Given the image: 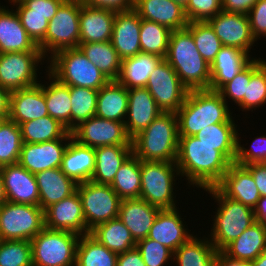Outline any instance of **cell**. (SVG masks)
<instances>
[{
	"mask_svg": "<svg viewBox=\"0 0 266 266\" xmlns=\"http://www.w3.org/2000/svg\"><path fill=\"white\" fill-rule=\"evenodd\" d=\"M176 165L188 183L202 189L216 186L229 169L231 162L218 151L194 136L179 137Z\"/></svg>",
	"mask_w": 266,
	"mask_h": 266,
	"instance_id": "cell-1",
	"label": "cell"
},
{
	"mask_svg": "<svg viewBox=\"0 0 266 266\" xmlns=\"http://www.w3.org/2000/svg\"><path fill=\"white\" fill-rule=\"evenodd\" d=\"M165 60L188 91L210 89V65L201 56L187 28L171 32Z\"/></svg>",
	"mask_w": 266,
	"mask_h": 266,
	"instance_id": "cell-2",
	"label": "cell"
},
{
	"mask_svg": "<svg viewBox=\"0 0 266 266\" xmlns=\"http://www.w3.org/2000/svg\"><path fill=\"white\" fill-rule=\"evenodd\" d=\"M227 103L218 91H188L183 105L176 112L178 136H195L209 125L227 122L232 117Z\"/></svg>",
	"mask_w": 266,
	"mask_h": 266,
	"instance_id": "cell-3",
	"label": "cell"
},
{
	"mask_svg": "<svg viewBox=\"0 0 266 266\" xmlns=\"http://www.w3.org/2000/svg\"><path fill=\"white\" fill-rule=\"evenodd\" d=\"M132 153L143 161L176 162L178 119L176 113L162 112L146 129L131 139Z\"/></svg>",
	"mask_w": 266,
	"mask_h": 266,
	"instance_id": "cell-4",
	"label": "cell"
},
{
	"mask_svg": "<svg viewBox=\"0 0 266 266\" xmlns=\"http://www.w3.org/2000/svg\"><path fill=\"white\" fill-rule=\"evenodd\" d=\"M204 190L219 203L209 236L214 248L222 251L256 221L254 209L226 197L216 186Z\"/></svg>",
	"mask_w": 266,
	"mask_h": 266,
	"instance_id": "cell-5",
	"label": "cell"
},
{
	"mask_svg": "<svg viewBox=\"0 0 266 266\" xmlns=\"http://www.w3.org/2000/svg\"><path fill=\"white\" fill-rule=\"evenodd\" d=\"M49 58L46 72L64 85L99 90L109 81L79 47L60 50Z\"/></svg>",
	"mask_w": 266,
	"mask_h": 266,
	"instance_id": "cell-6",
	"label": "cell"
},
{
	"mask_svg": "<svg viewBox=\"0 0 266 266\" xmlns=\"http://www.w3.org/2000/svg\"><path fill=\"white\" fill-rule=\"evenodd\" d=\"M80 236L44 228L30 241L33 266H75Z\"/></svg>",
	"mask_w": 266,
	"mask_h": 266,
	"instance_id": "cell-7",
	"label": "cell"
},
{
	"mask_svg": "<svg viewBox=\"0 0 266 266\" xmlns=\"http://www.w3.org/2000/svg\"><path fill=\"white\" fill-rule=\"evenodd\" d=\"M177 175L180 176L176 162L141 160L140 199L161 210L175 209L173 185Z\"/></svg>",
	"mask_w": 266,
	"mask_h": 266,
	"instance_id": "cell-8",
	"label": "cell"
},
{
	"mask_svg": "<svg viewBox=\"0 0 266 266\" xmlns=\"http://www.w3.org/2000/svg\"><path fill=\"white\" fill-rule=\"evenodd\" d=\"M80 1L65 0L49 21L44 39L37 45L44 58L46 53L52 57L56 52L78 48L80 43Z\"/></svg>",
	"mask_w": 266,
	"mask_h": 266,
	"instance_id": "cell-9",
	"label": "cell"
},
{
	"mask_svg": "<svg viewBox=\"0 0 266 266\" xmlns=\"http://www.w3.org/2000/svg\"><path fill=\"white\" fill-rule=\"evenodd\" d=\"M45 228L40 206L6 201L0 206V240L31 241Z\"/></svg>",
	"mask_w": 266,
	"mask_h": 266,
	"instance_id": "cell-10",
	"label": "cell"
},
{
	"mask_svg": "<svg viewBox=\"0 0 266 266\" xmlns=\"http://www.w3.org/2000/svg\"><path fill=\"white\" fill-rule=\"evenodd\" d=\"M76 190L82 201L89 232L98 224L118 218L121 199L110 185L90 180L77 184Z\"/></svg>",
	"mask_w": 266,
	"mask_h": 266,
	"instance_id": "cell-11",
	"label": "cell"
},
{
	"mask_svg": "<svg viewBox=\"0 0 266 266\" xmlns=\"http://www.w3.org/2000/svg\"><path fill=\"white\" fill-rule=\"evenodd\" d=\"M43 57L41 51L0 53V86L12 92L39 84L36 72Z\"/></svg>",
	"mask_w": 266,
	"mask_h": 266,
	"instance_id": "cell-12",
	"label": "cell"
},
{
	"mask_svg": "<svg viewBox=\"0 0 266 266\" xmlns=\"http://www.w3.org/2000/svg\"><path fill=\"white\" fill-rule=\"evenodd\" d=\"M145 87L163 112L176 113L188 93L177 73L165 59L155 67Z\"/></svg>",
	"mask_w": 266,
	"mask_h": 266,
	"instance_id": "cell-13",
	"label": "cell"
},
{
	"mask_svg": "<svg viewBox=\"0 0 266 266\" xmlns=\"http://www.w3.org/2000/svg\"><path fill=\"white\" fill-rule=\"evenodd\" d=\"M71 133L74 140L91 148L132 145L124 123L97 116L81 122Z\"/></svg>",
	"mask_w": 266,
	"mask_h": 266,
	"instance_id": "cell-14",
	"label": "cell"
},
{
	"mask_svg": "<svg viewBox=\"0 0 266 266\" xmlns=\"http://www.w3.org/2000/svg\"><path fill=\"white\" fill-rule=\"evenodd\" d=\"M223 46L234 47L249 53L255 39L252 36L247 14L221 11L207 21Z\"/></svg>",
	"mask_w": 266,
	"mask_h": 266,
	"instance_id": "cell-15",
	"label": "cell"
},
{
	"mask_svg": "<svg viewBox=\"0 0 266 266\" xmlns=\"http://www.w3.org/2000/svg\"><path fill=\"white\" fill-rule=\"evenodd\" d=\"M44 225L50 230L68 231L79 235L89 234L77 190L44 210Z\"/></svg>",
	"mask_w": 266,
	"mask_h": 266,
	"instance_id": "cell-16",
	"label": "cell"
},
{
	"mask_svg": "<svg viewBox=\"0 0 266 266\" xmlns=\"http://www.w3.org/2000/svg\"><path fill=\"white\" fill-rule=\"evenodd\" d=\"M6 201L40 206L35 175L19 163L0 167Z\"/></svg>",
	"mask_w": 266,
	"mask_h": 266,
	"instance_id": "cell-17",
	"label": "cell"
},
{
	"mask_svg": "<svg viewBox=\"0 0 266 266\" xmlns=\"http://www.w3.org/2000/svg\"><path fill=\"white\" fill-rule=\"evenodd\" d=\"M71 139L60 138L37 144L23 143L18 163L34 175L47 169L59 168Z\"/></svg>",
	"mask_w": 266,
	"mask_h": 266,
	"instance_id": "cell-18",
	"label": "cell"
},
{
	"mask_svg": "<svg viewBox=\"0 0 266 266\" xmlns=\"http://www.w3.org/2000/svg\"><path fill=\"white\" fill-rule=\"evenodd\" d=\"M163 111L158 107L146 87L128 89V110L125 128L132 139L146 129Z\"/></svg>",
	"mask_w": 266,
	"mask_h": 266,
	"instance_id": "cell-19",
	"label": "cell"
},
{
	"mask_svg": "<svg viewBox=\"0 0 266 266\" xmlns=\"http://www.w3.org/2000/svg\"><path fill=\"white\" fill-rule=\"evenodd\" d=\"M141 18L134 9L116 11L110 42L121 60L141 52Z\"/></svg>",
	"mask_w": 266,
	"mask_h": 266,
	"instance_id": "cell-20",
	"label": "cell"
},
{
	"mask_svg": "<svg viewBox=\"0 0 266 266\" xmlns=\"http://www.w3.org/2000/svg\"><path fill=\"white\" fill-rule=\"evenodd\" d=\"M216 187L228 198L254 209L260 193L251 172L243 165L231 163Z\"/></svg>",
	"mask_w": 266,
	"mask_h": 266,
	"instance_id": "cell-21",
	"label": "cell"
},
{
	"mask_svg": "<svg viewBox=\"0 0 266 266\" xmlns=\"http://www.w3.org/2000/svg\"><path fill=\"white\" fill-rule=\"evenodd\" d=\"M48 115L45 94L39 84L10 92L8 117L11 121L20 125Z\"/></svg>",
	"mask_w": 266,
	"mask_h": 266,
	"instance_id": "cell-22",
	"label": "cell"
},
{
	"mask_svg": "<svg viewBox=\"0 0 266 266\" xmlns=\"http://www.w3.org/2000/svg\"><path fill=\"white\" fill-rule=\"evenodd\" d=\"M115 14V10L91 7L80 2V43L110 41Z\"/></svg>",
	"mask_w": 266,
	"mask_h": 266,
	"instance_id": "cell-23",
	"label": "cell"
},
{
	"mask_svg": "<svg viewBox=\"0 0 266 266\" xmlns=\"http://www.w3.org/2000/svg\"><path fill=\"white\" fill-rule=\"evenodd\" d=\"M143 20H150L171 31L186 28L184 8L172 0H134V8Z\"/></svg>",
	"mask_w": 266,
	"mask_h": 266,
	"instance_id": "cell-24",
	"label": "cell"
},
{
	"mask_svg": "<svg viewBox=\"0 0 266 266\" xmlns=\"http://www.w3.org/2000/svg\"><path fill=\"white\" fill-rule=\"evenodd\" d=\"M175 209H163L157 214L148 233V238L163 244L173 253L191 236Z\"/></svg>",
	"mask_w": 266,
	"mask_h": 266,
	"instance_id": "cell-25",
	"label": "cell"
},
{
	"mask_svg": "<svg viewBox=\"0 0 266 266\" xmlns=\"http://www.w3.org/2000/svg\"><path fill=\"white\" fill-rule=\"evenodd\" d=\"M161 209L143 199H124L119 206L118 218L130 230L137 242L148 236L153 222Z\"/></svg>",
	"mask_w": 266,
	"mask_h": 266,
	"instance_id": "cell-26",
	"label": "cell"
},
{
	"mask_svg": "<svg viewBox=\"0 0 266 266\" xmlns=\"http://www.w3.org/2000/svg\"><path fill=\"white\" fill-rule=\"evenodd\" d=\"M41 51L22 26L16 11L0 6V53Z\"/></svg>",
	"mask_w": 266,
	"mask_h": 266,
	"instance_id": "cell-27",
	"label": "cell"
},
{
	"mask_svg": "<svg viewBox=\"0 0 266 266\" xmlns=\"http://www.w3.org/2000/svg\"><path fill=\"white\" fill-rule=\"evenodd\" d=\"M38 185L40 207L45 210L64 198L72 195L77 188V183L69 178L59 168L47 169L35 174Z\"/></svg>",
	"mask_w": 266,
	"mask_h": 266,
	"instance_id": "cell-28",
	"label": "cell"
},
{
	"mask_svg": "<svg viewBox=\"0 0 266 266\" xmlns=\"http://www.w3.org/2000/svg\"><path fill=\"white\" fill-rule=\"evenodd\" d=\"M249 55L240 49L222 46L210 65V90L219 91L230 82L252 60Z\"/></svg>",
	"mask_w": 266,
	"mask_h": 266,
	"instance_id": "cell-29",
	"label": "cell"
},
{
	"mask_svg": "<svg viewBox=\"0 0 266 266\" xmlns=\"http://www.w3.org/2000/svg\"><path fill=\"white\" fill-rule=\"evenodd\" d=\"M95 150L73 138L64 152L61 170L77 184L90 181L95 169Z\"/></svg>",
	"mask_w": 266,
	"mask_h": 266,
	"instance_id": "cell-30",
	"label": "cell"
},
{
	"mask_svg": "<svg viewBox=\"0 0 266 266\" xmlns=\"http://www.w3.org/2000/svg\"><path fill=\"white\" fill-rule=\"evenodd\" d=\"M266 251V226L255 221L222 252L231 259L254 261Z\"/></svg>",
	"mask_w": 266,
	"mask_h": 266,
	"instance_id": "cell-31",
	"label": "cell"
},
{
	"mask_svg": "<svg viewBox=\"0 0 266 266\" xmlns=\"http://www.w3.org/2000/svg\"><path fill=\"white\" fill-rule=\"evenodd\" d=\"M128 89L117 80H109L98 90L96 116L125 123Z\"/></svg>",
	"mask_w": 266,
	"mask_h": 266,
	"instance_id": "cell-32",
	"label": "cell"
},
{
	"mask_svg": "<svg viewBox=\"0 0 266 266\" xmlns=\"http://www.w3.org/2000/svg\"><path fill=\"white\" fill-rule=\"evenodd\" d=\"M95 169L91 181L110 185L120 166L132 154V145H111L94 148Z\"/></svg>",
	"mask_w": 266,
	"mask_h": 266,
	"instance_id": "cell-33",
	"label": "cell"
},
{
	"mask_svg": "<svg viewBox=\"0 0 266 266\" xmlns=\"http://www.w3.org/2000/svg\"><path fill=\"white\" fill-rule=\"evenodd\" d=\"M163 58L154 54L140 52L122 60L117 81L127 89L145 87L150 74Z\"/></svg>",
	"mask_w": 266,
	"mask_h": 266,
	"instance_id": "cell-34",
	"label": "cell"
},
{
	"mask_svg": "<svg viewBox=\"0 0 266 266\" xmlns=\"http://www.w3.org/2000/svg\"><path fill=\"white\" fill-rule=\"evenodd\" d=\"M237 126L230 118L225 123L209 125L199 131L194 137L200 142L218 146L220 151L231 163L235 161L237 153V138L239 137Z\"/></svg>",
	"mask_w": 266,
	"mask_h": 266,
	"instance_id": "cell-35",
	"label": "cell"
},
{
	"mask_svg": "<svg viewBox=\"0 0 266 266\" xmlns=\"http://www.w3.org/2000/svg\"><path fill=\"white\" fill-rule=\"evenodd\" d=\"M89 234L108 250L117 254L136 247L137 243L119 218L96 225Z\"/></svg>",
	"mask_w": 266,
	"mask_h": 266,
	"instance_id": "cell-36",
	"label": "cell"
},
{
	"mask_svg": "<svg viewBox=\"0 0 266 266\" xmlns=\"http://www.w3.org/2000/svg\"><path fill=\"white\" fill-rule=\"evenodd\" d=\"M48 77L50 85L47 87L44 84L39 83L42 87L48 114L59 121L71 132V96L69 86L60 83L49 72Z\"/></svg>",
	"mask_w": 266,
	"mask_h": 266,
	"instance_id": "cell-37",
	"label": "cell"
},
{
	"mask_svg": "<svg viewBox=\"0 0 266 266\" xmlns=\"http://www.w3.org/2000/svg\"><path fill=\"white\" fill-rule=\"evenodd\" d=\"M217 250L210 240L191 236L174 253L178 266H215Z\"/></svg>",
	"mask_w": 266,
	"mask_h": 266,
	"instance_id": "cell-38",
	"label": "cell"
},
{
	"mask_svg": "<svg viewBox=\"0 0 266 266\" xmlns=\"http://www.w3.org/2000/svg\"><path fill=\"white\" fill-rule=\"evenodd\" d=\"M23 143H42L60 138H73L72 133L50 115L19 125Z\"/></svg>",
	"mask_w": 266,
	"mask_h": 266,
	"instance_id": "cell-39",
	"label": "cell"
},
{
	"mask_svg": "<svg viewBox=\"0 0 266 266\" xmlns=\"http://www.w3.org/2000/svg\"><path fill=\"white\" fill-rule=\"evenodd\" d=\"M79 48L109 80H117L122 60L110 41L79 43Z\"/></svg>",
	"mask_w": 266,
	"mask_h": 266,
	"instance_id": "cell-40",
	"label": "cell"
},
{
	"mask_svg": "<svg viewBox=\"0 0 266 266\" xmlns=\"http://www.w3.org/2000/svg\"><path fill=\"white\" fill-rule=\"evenodd\" d=\"M110 186L121 200L140 198L141 160L132 153L120 166Z\"/></svg>",
	"mask_w": 266,
	"mask_h": 266,
	"instance_id": "cell-41",
	"label": "cell"
},
{
	"mask_svg": "<svg viewBox=\"0 0 266 266\" xmlns=\"http://www.w3.org/2000/svg\"><path fill=\"white\" fill-rule=\"evenodd\" d=\"M118 254L108 250L90 234L81 235L75 266H116Z\"/></svg>",
	"mask_w": 266,
	"mask_h": 266,
	"instance_id": "cell-42",
	"label": "cell"
},
{
	"mask_svg": "<svg viewBox=\"0 0 266 266\" xmlns=\"http://www.w3.org/2000/svg\"><path fill=\"white\" fill-rule=\"evenodd\" d=\"M171 30L150 20L141 19L140 46L141 52L154 54L165 59Z\"/></svg>",
	"mask_w": 266,
	"mask_h": 266,
	"instance_id": "cell-43",
	"label": "cell"
},
{
	"mask_svg": "<svg viewBox=\"0 0 266 266\" xmlns=\"http://www.w3.org/2000/svg\"><path fill=\"white\" fill-rule=\"evenodd\" d=\"M71 96V131L81 122L96 116L98 90L69 86Z\"/></svg>",
	"mask_w": 266,
	"mask_h": 266,
	"instance_id": "cell-44",
	"label": "cell"
},
{
	"mask_svg": "<svg viewBox=\"0 0 266 266\" xmlns=\"http://www.w3.org/2000/svg\"><path fill=\"white\" fill-rule=\"evenodd\" d=\"M204 60L211 65L222 48L220 39L208 22H188L186 27Z\"/></svg>",
	"mask_w": 266,
	"mask_h": 266,
	"instance_id": "cell-45",
	"label": "cell"
},
{
	"mask_svg": "<svg viewBox=\"0 0 266 266\" xmlns=\"http://www.w3.org/2000/svg\"><path fill=\"white\" fill-rule=\"evenodd\" d=\"M22 144L19 125L8 119L0 128V167L18 163Z\"/></svg>",
	"mask_w": 266,
	"mask_h": 266,
	"instance_id": "cell-46",
	"label": "cell"
},
{
	"mask_svg": "<svg viewBox=\"0 0 266 266\" xmlns=\"http://www.w3.org/2000/svg\"><path fill=\"white\" fill-rule=\"evenodd\" d=\"M0 266H33L31 242L0 240Z\"/></svg>",
	"mask_w": 266,
	"mask_h": 266,
	"instance_id": "cell-47",
	"label": "cell"
},
{
	"mask_svg": "<svg viewBox=\"0 0 266 266\" xmlns=\"http://www.w3.org/2000/svg\"><path fill=\"white\" fill-rule=\"evenodd\" d=\"M265 62V60L253 58L230 82L226 83L218 92L226 101L230 98L237 105L244 99L247 85L251 75Z\"/></svg>",
	"mask_w": 266,
	"mask_h": 266,
	"instance_id": "cell-48",
	"label": "cell"
},
{
	"mask_svg": "<svg viewBox=\"0 0 266 266\" xmlns=\"http://www.w3.org/2000/svg\"><path fill=\"white\" fill-rule=\"evenodd\" d=\"M266 103V61L251 75L244 99L238 104L243 110L256 109Z\"/></svg>",
	"mask_w": 266,
	"mask_h": 266,
	"instance_id": "cell-49",
	"label": "cell"
},
{
	"mask_svg": "<svg viewBox=\"0 0 266 266\" xmlns=\"http://www.w3.org/2000/svg\"><path fill=\"white\" fill-rule=\"evenodd\" d=\"M136 248L141 253L146 266H164L173 258V252L170 249L148 237L137 241Z\"/></svg>",
	"mask_w": 266,
	"mask_h": 266,
	"instance_id": "cell-50",
	"label": "cell"
},
{
	"mask_svg": "<svg viewBox=\"0 0 266 266\" xmlns=\"http://www.w3.org/2000/svg\"><path fill=\"white\" fill-rule=\"evenodd\" d=\"M221 11V0H189L184 9L188 22H207Z\"/></svg>",
	"mask_w": 266,
	"mask_h": 266,
	"instance_id": "cell-51",
	"label": "cell"
},
{
	"mask_svg": "<svg viewBox=\"0 0 266 266\" xmlns=\"http://www.w3.org/2000/svg\"><path fill=\"white\" fill-rule=\"evenodd\" d=\"M237 138V153L235 163L240 165H248L251 163H266V136H259L253 140L251 148H244Z\"/></svg>",
	"mask_w": 266,
	"mask_h": 266,
	"instance_id": "cell-52",
	"label": "cell"
},
{
	"mask_svg": "<svg viewBox=\"0 0 266 266\" xmlns=\"http://www.w3.org/2000/svg\"><path fill=\"white\" fill-rule=\"evenodd\" d=\"M29 37L38 45L45 37L48 21L39 13H17Z\"/></svg>",
	"mask_w": 266,
	"mask_h": 266,
	"instance_id": "cell-53",
	"label": "cell"
},
{
	"mask_svg": "<svg viewBox=\"0 0 266 266\" xmlns=\"http://www.w3.org/2000/svg\"><path fill=\"white\" fill-rule=\"evenodd\" d=\"M65 0H24L16 4V13H39L49 22Z\"/></svg>",
	"mask_w": 266,
	"mask_h": 266,
	"instance_id": "cell-54",
	"label": "cell"
},
{
	"mask_svg": "<svg viewBox=\"0 0 266 266\" xmlns=\"http://www.w3.org/2000/svg\"><path fill=\"white\" fill-rule=\"evenodd\" d=\"M247 15L255 41L259 39V36L266 37V0H258Z\"/></svg>",
	"mask_w": 266,
	"mask_h": 266,
	"instance_id": "cell-55",
	"label": "cell"
},
{
	"mask_svg": "<svg viewBox=\"0 0 266 266\" xmlns=\"http://www.w3.org/2000/svg\"><path fill=\"white\" fill-rule=\"evenodd\" d=\"M79 1L87 6L108 8L115 11H126L134 8V0H79Z\"/></svg>",
	"mask_w": 266,
	"mask_h": 266,
	"instance_id": "cell-56",
	"label": "cell"
},
{
	"mask_svg": "<svg viewBox=\"0 0 266 266\" xmlns=\"http://www.w3.org/2000/svg\"><path fill=\"white\" fill-rule=\"evenodd\" d=\"M251 172L261 197H266V163H251L245 165Z\"/></svg>",
	"mask_w": 266,
	"mask_h": 266,
	"instance_id": "cell-57",
	"label": "cell"
},
{
	"mask_svg": "<svg viewBox=\"0 0 266 266\" xmlns=\"http://www.w3.org/2000/svg\"><path fill=\"white\" fill-rule=\"evenodd\" d=\"M258 0H222V10L226 12L248 14Z\"/></svg>",
	"mask_w": 266,
	"mask_h": 266,
	"instance_id": "cell-58",
	"label": "cell"
},
{
	"mask_svg": "<svg viewBox=\"0 0 266 266\" xmlns=\"http://www.w3.org/2000/svg\"><path fill=\"white\" fill-rule=\"evenodd\" d=\"M116 266H146V264L139 250L134 247L124 253L118 254Z\"/></svg>",
	"mask_w": 266,
	"mask_h": 266,
	"instance_id": "cell-59",
	"label": "cell"
},
{
	"mask_svg": "<svg viewBox=\"0 0 266 266\" xmlns=\"http://www.w3.org/2000/svg\"><path fill=\"white\" fill-rule=\"evenodd\" d=\"M215 266H250V261L231 259L222 251H218Z\"/></svg>",
	"mask_w": 266,
	"mask_h": 266,
	"instance_id": "cell-60",
	"label": "cell"
},
{
	"mask_svg": "<svg viewBox=\"0 0 266 266\" xmlns=\"http://www.w3.org/2000/svg\"><path fill=\"white\" fill-rule=\"evenodd\" d=\"M255 220L266 226V197H260L254 208Z\"/></svg>",
	"mask_w": 266,
	"mask_h": 266,
	"instance_id": "cell-61",
	"label": "cell"
},
{
	"mask_svg": "<svg viewBox=\"0 0 266 266\" xmlns=\"http://www.w3.org/2000/svg\"><path fill=\"white\" fill-rule=\"evenodd\" d=\"M10 92L0 86V114H9Z\"/></svg>",
	"mask_w": 266,
	"mask_h": 266,
	"instance_id": "cell-62",
	"label": "cell"
},
{
	"mask_svg": "<svg viewBox=\"0 0 266 266\" xmlns=\"http://www.w3.org/2000/svg\"><path fill=\"white\" fill-rule=\"evenodd\" d=\"M250 266H266V251L262 252L254 261H251Z\"/></svg>",
	"mask_w": 266,
	"mask_h": 266,
	"instance_id": "cell-63",
	"label": "cell"
},
{
	"mask_svg": "<svg viewBox=\"0 0 266 266\" xmlns=\"http://www.w3.org/2000/svg\"><path fill=\"white\" fill-rule=\"evenodd\" d=\"M6 202V197L4 193L3 181L0 175V206Z\"/></svg>",
	"mask_w": 266,
	"mask_h": 266,
	"instance_id": "cell-64",
	"label": "cell"
},
{
	"mask_svg": "<svg viewBox=\"0 0 266 266\" xmlns=\"http://www.w3.org/2000/svg\"><path fill=\"white\" fill-rule=\"evenodd\" d=\"M173 2L179 4L182 8H186L189 0H172Z\"/></svg>",
	"mask_w": 266,
	"mask_h": 266,
	"instance_id": "cell-65",
	"label": "cell"
},
{
	"mask_svg": "<svg viewBox=\"0 0 266 266\" xmlns=\"http://www.w3.org/2000/svg\"><path fill=\"white\" fill-rule=\"evenodd\" d=\"M9 119L8 114H0V128Z\"/></svg>",
	"mask_w": 266,
	"mask_h": 266,
	"instance_id": "cell-66",
	"label": "cell"
},
{
	"mask_svg": "<svg viewBox=\"0 0 266 266\" xmlns=\"http://www.w3.org/2000/svg\"><path fill=\"white\" fill-rule=\"evenodd\" d=\"M9 1H11L10 3H13L15 6V4L21 3L24 0H9Z\"/></svg>",
	"mask_w": 266,
	"mask_h": 266,
	"instance_id": "cell-67",
	"label": "cell"
}]
</instances>
